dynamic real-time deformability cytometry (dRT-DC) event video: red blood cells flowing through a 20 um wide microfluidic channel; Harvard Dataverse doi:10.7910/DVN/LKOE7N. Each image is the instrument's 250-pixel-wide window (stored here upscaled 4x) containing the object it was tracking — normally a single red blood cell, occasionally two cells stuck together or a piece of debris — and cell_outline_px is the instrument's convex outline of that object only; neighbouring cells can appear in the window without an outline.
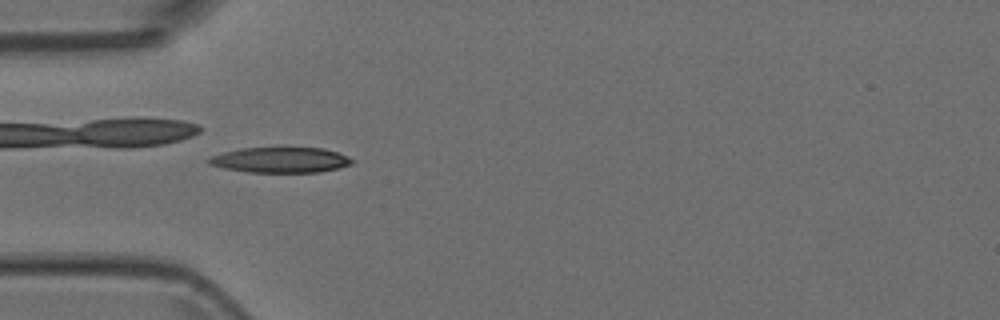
{"species": "Egyptian fruit bat (a non-hibernating species)", "species_latin": "Rousettus aegyptiacus", "temperature_condition": "room temperature", "stored_images_in_passage": 4, "camera_frame_rate_fps": 3000, "um_per_image_px": 0.085, "animal": {"sex": "female"}, "frame": {"image": 1, "passage_image": 3, "time_ms": 0.667, "image_size_px": [1000, 320], "cell_outline_px": [[352, 164], [340, 168], [320, 172], [248, 172], [224, 168], [208, 164], [208, 160], [212, 156], [224, 152], [240, 148], [324, 148], [348, 156], [352, 160]], "centroid_in_image_um": [23.86, 13.6], "position_along_channel_um": 61.1, "area_um2": 21.1}}
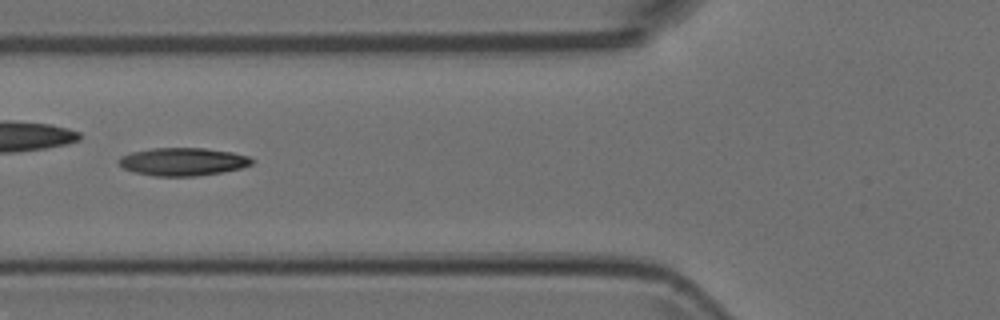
{"frame": {"image": 2, "passage_image": 4, "time_ms": 1.0, "image_size_px": [1000, 320], "cell_outline_px": [[256, 160], [252, 164], [240, 168], [220, 172], [196, 176], [156, 176], [132, 172], [124, 168], [116, 160], [120, 156], [132, 152], [152, 148], [204, 148], [232, 152], [248, 156]], "centroid_in_image_um": [15.53, 13.74], "position_along_channel_um": 110.3, "area_um2": 21.68}}